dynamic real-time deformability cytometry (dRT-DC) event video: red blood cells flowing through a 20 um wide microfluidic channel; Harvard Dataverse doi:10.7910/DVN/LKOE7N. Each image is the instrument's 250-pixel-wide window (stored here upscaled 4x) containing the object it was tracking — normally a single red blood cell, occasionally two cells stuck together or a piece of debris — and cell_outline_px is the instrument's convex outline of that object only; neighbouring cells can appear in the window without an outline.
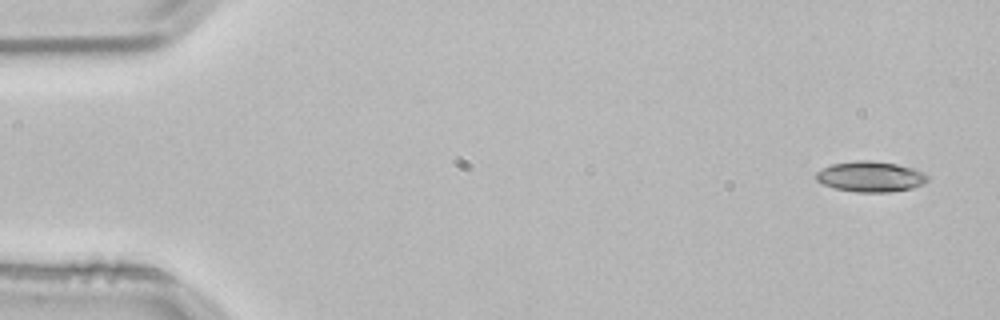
{"species": "common noctule bat (a hibernating species)", "species_latin": "Nyctalus noctula", "temperature_condition": "room temperature", "stored_images_in_passage": 3, "camera_frame_rate_fps": 3000, "um_per_image_px": 0.085, "animal": {"sex": "male", "body_mass_g": 21.5, "forearm_length_mm": 52.0}, "frame": {"image": 1, "passage_image": 1, "time_ms": 0.0, "image_size_px": [1000, 320], "cell_outline_px": [[928, 180], [924, 184], [912, 188], [888, 192], [856, 192], [836, 188], [824, 184], [816, 180], [816, 172], [832, 164], [856, 160], [872, 160], [896, 164], [912, 168], [928, 176]], "centroid_in_image_um": [73.99, 15.01], "position_along_channel_um": 11.0, "area_um2": 19.65}}
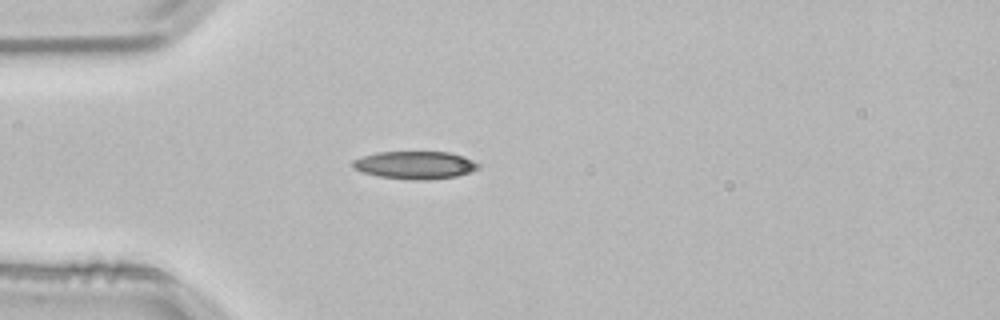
{"frame": {"image": 2, "passage_image": 3, "time_ms": 0.667, "image_size_px": [1000, 320], "cell_outline_px": [[480, 168], [456, 176], [428, 180], [412, 180], [380, 176], [360, 172], [352, 168], [352, 160], [376, 152], [448, 152], [464, 156], [480, 164]], "centroid_in_image_um": [35.26, 14.03], "position_along_channel_um": 49.7, "area_um2": 20.35}}